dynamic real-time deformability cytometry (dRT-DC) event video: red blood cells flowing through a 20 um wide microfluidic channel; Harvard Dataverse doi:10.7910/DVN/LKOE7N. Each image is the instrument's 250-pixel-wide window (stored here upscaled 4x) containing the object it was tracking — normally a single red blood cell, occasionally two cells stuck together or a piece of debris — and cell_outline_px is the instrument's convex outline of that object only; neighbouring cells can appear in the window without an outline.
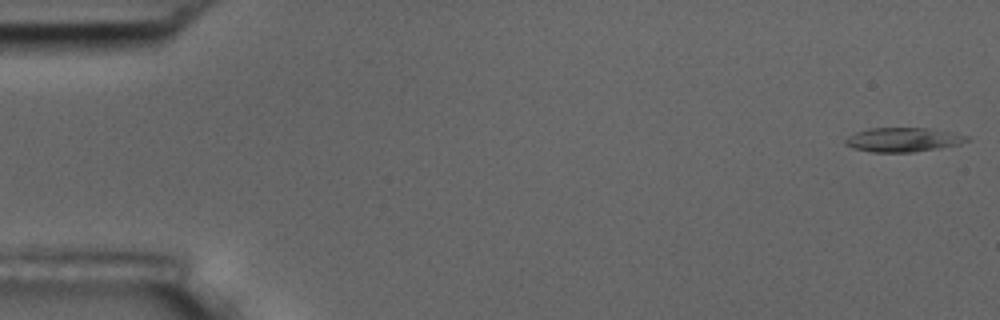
{"species": "common noctule bat (a hibernating species)", "species_latin": "Nyctalus noctula", "temperature_condition": "room temperature", "stored_images_in_passage": 10, "camera_frame_rate_fps": 3000, "um_per_image_px": 0.085, "animal": {"sex": "male", "body_mass_g": 17.5, "forearm_length_mm": 52.3}, "frame": {"image": 1, "passage_image": 1, "time_ms": 0.0, "image_size_px": [1000, 320], "cell_outline_px": [[968, 140], [960, 144], [912, 152], [872, 152], [852, 148], [844, 144], [844, 140], [848, 136], [856, 132], [868, 128], [932, 128], [968, 136]], "centroid_in_image_um": [76.71, 11.87], "position_along_channel_um": 8.3, "area_um2": 17.05}}